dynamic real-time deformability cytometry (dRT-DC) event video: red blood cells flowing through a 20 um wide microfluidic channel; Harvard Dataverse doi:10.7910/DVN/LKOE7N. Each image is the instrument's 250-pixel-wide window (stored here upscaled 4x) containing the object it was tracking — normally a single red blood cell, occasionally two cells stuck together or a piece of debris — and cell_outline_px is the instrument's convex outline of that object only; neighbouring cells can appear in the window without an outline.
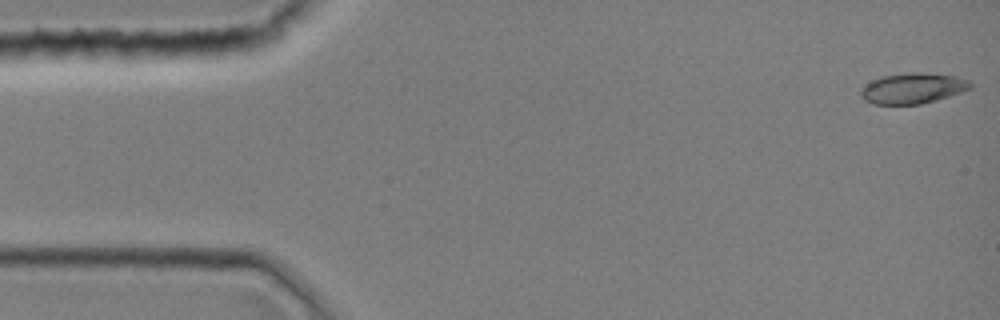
{"species": "common noctule bat (a hibernating species)", "species_latin": "Nyctalus noctula", "temperature_condition": "room temperature", "stored_images_in_passage": 43, "camera_frame_rate_fps": 3000, "um_per_image_px": 0.085, "animal": {"sex": "female", "body_mass_g": 19.0, "forearm_length_mm": 51.5}, "frame": {"image": 1, "passage_image": 1, "time_ms": 0.0, "image_size_px": [1000, 320], "cell_outline_px": [[972, 88], [936, 100], [920, 104], [872, 104], [864, 100], [860, 96], [860, 88], [872, 80], [880, 76], [912, 72], [920, 72], [956, 76], [968, 80], [972, 84]], "centroid_in_image_um": [77.55, 7.5], "position_along_channel_um": 7.5, "area_um2": 19.59}}
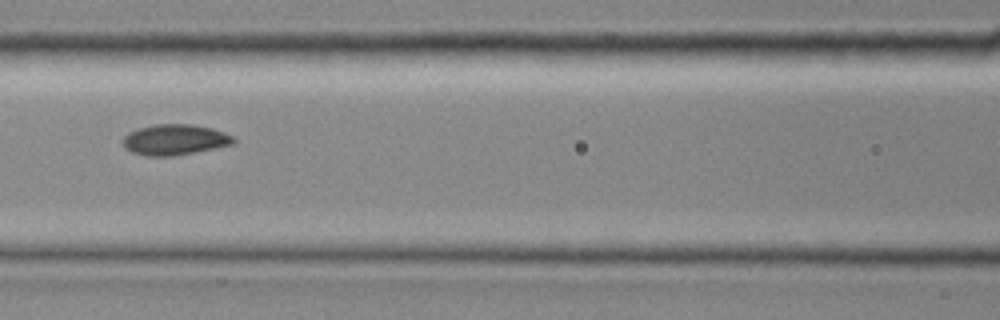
{"frame": {"image": 2, "passage_image": 19, "time_ms": 6.0, "image_size_px": [1000, 320], "cell_outline_px": [[236, 140], [232, 144], [196, 152], [172, 156], [144, 156], [132, 152], [124, 148], [120, 140], [128, 132], [136, 128], [156, 124], [192, 124], [212, 128], [224, 132], [232, 136]], "centroid_in_image_um": [14.79, 11.87], "position_along_channel_um": 151.8, "area_um2": 20.0}}
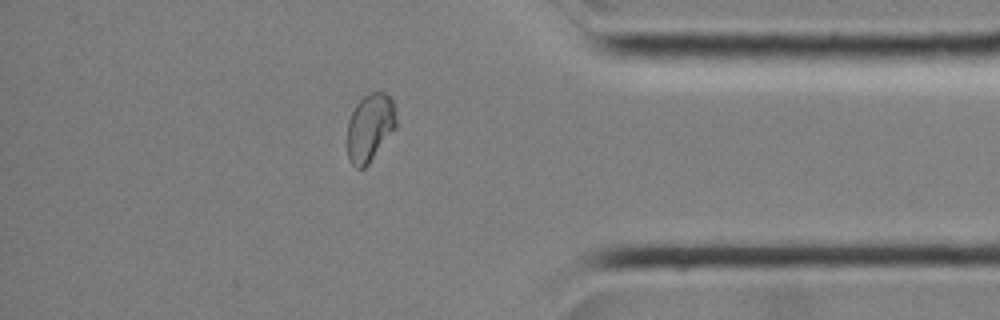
{"frame": {"image": 3, "passage_image": 37, "time_ms": 12.0, "image_size_px": [1000, 320], "cell_outline_px": [[396, 128], [368, 164], [364, 168], [356, 168], [348, 160], [348, 120], [356, 104], [364, 96], [372, 92], [384, 92], [392, 100], [396, 108]], "centroid_in_image_um": [31.45, 10.84], "position_along_channel_um": 403.7, "area_um2": 19.31}}